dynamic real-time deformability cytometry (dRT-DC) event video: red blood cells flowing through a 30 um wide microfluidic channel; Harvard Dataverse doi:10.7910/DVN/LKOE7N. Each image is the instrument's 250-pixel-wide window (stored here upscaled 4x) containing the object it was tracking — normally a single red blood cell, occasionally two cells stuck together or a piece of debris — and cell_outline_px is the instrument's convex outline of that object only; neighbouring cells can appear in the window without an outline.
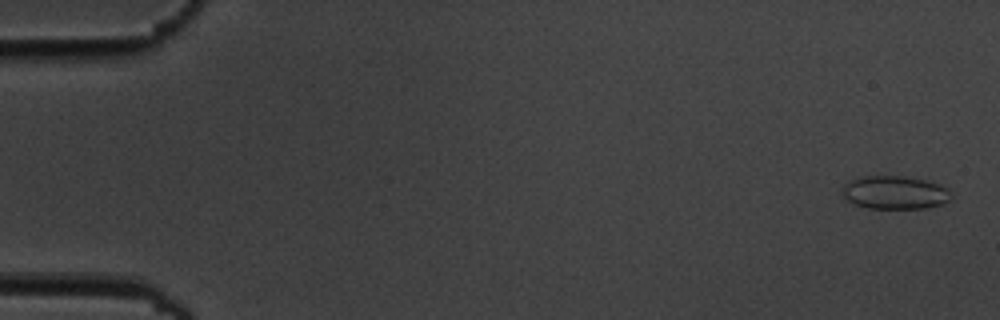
{"species": "common noctule bat (a hibernating species)", "species_latin": "Nyctalus noctula", "temperature_condition": "cold", "stored_images_in_passage": 7, "camera_frame_rate_fps": 3000, "um_per_image_px": 0.085, "animal": {"sex": "male", "body_mass_g": 19.5, "forearm_length_mm": 54.6}, "frame": {"image": 1, "passage_image": 1, "time_ms": 0.0, "image_size_px": [1000, 320], "cell_outline_px": [[952, 200], [944, 204], [928, 208], [868, 208], [856, 204], [848, 200], [840, 192], [840, 188], [848, 180], [860, 176], [904, 176], [928, 180], [940, 184], [948, 188], [952, 196]], "centroid_in_image_um": [76.08, 16.35], "position_along_channel_um": 8.9, "area_um2": 21.56}}
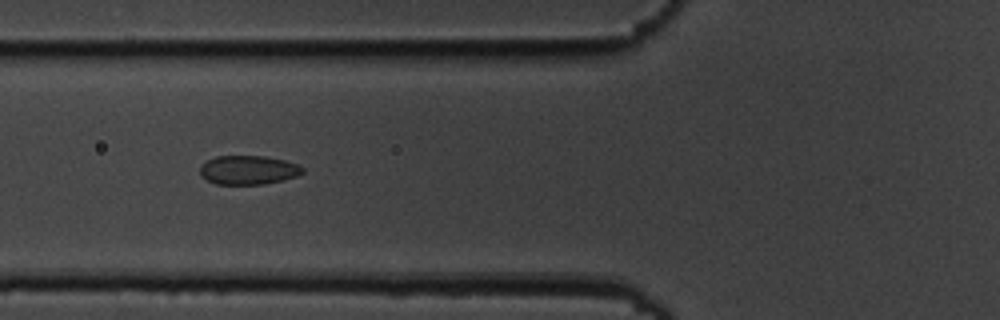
{"frame": {"image": 2, "passage_image": 6, "time_ms": 6.667, "image_size_px": [1000, 320], "cell_outline_px": [[304, 172], [296, 176], [284, 180], [264, 184], [216, 184], [200, 176], [200, 168], [208, 160], [216, 156], [264, 156], [284, 160], [296, 164], [304, 168]], "centroid_in_image_um": [21.11, 14.45], "position_along_channel_um": 104.7, "area_um2": 17.22}}
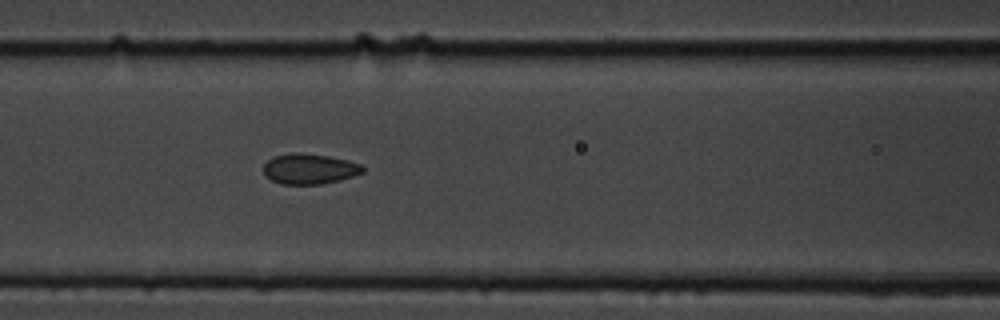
{"frame": {"image": 3, "passage_image": 7, "time_ms": 7.667, "image_size_px": [1000, 320], "cell_outline_px": [[364, 172], [340, 180], [320, 184], [280, 184], [272, 180], [264, 172], [264, 164], [268, 160], [276, 156], [292, 152], [300, 152], [328, 156], [348, 160], [360, 164], [364, 168]], "centroid_in_image_um": [26.32, 14.35], "position_along_channel_um": 140.3, "area_um2": 17.46}}